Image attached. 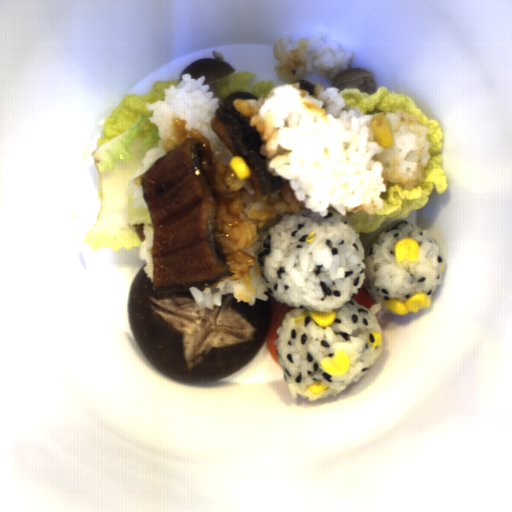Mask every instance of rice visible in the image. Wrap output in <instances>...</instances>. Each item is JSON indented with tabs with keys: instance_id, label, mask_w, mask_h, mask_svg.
<instances>
[{
	"instance_id": "rice-2",
	"label": "rice",
	"mask_w": 512,
	"mask_h": 512,
	"mask_svg": "<svg viewBox=\"0 0 512 512\" xmlns=\"http://www.w3.org/2000/svg\"><path fill=\"white\" fill-rule=\"evenodd\" d=\"M314 231L315 238L306 243ZM404 237L418 241L415 263L395 261L394 245ZM258 261L273 299L293 308L276 330L274 345L292 398L308 402L341 394L367 374L384 349L383 338L375 349L366 340L370 331L383 333L377 316L353 300L361 289L382 311L396 315L382 297L403 302L423 292L431 299L443 284L446 265L437 239L407 220L381 228L366 251L347 216L331 210L321 217L309 208L286 214L265 232ZM311 310L336 312L337 319L325 328L310 317L295 324V317ZM339 348L351 366L334 377L320 361ZM319 379L329 387L314 395L306 387Z\"/></svg>"
},
{
	"instance_id": "rice-1",
	"label": "rice",
	"mask_w": 512,
	"mask_h": 512,
	"mask_svg": "<svg viewBox=\"0 0 512 512\" xmlns=\"http://www.w3.org/2000/svg\"><path fill=\"white\" fill-rule=\"evenodd\" d=\"M282 84L257 99L236 98L261 140L267 170L284 186L257 197L248 179L239 180L228 163L232 153L210 126L219 105L206 77L183 74L164 89L163 100L147 103L158 144L146 151L130 175L131 205L148 209L142 178L162 155L188 138L200 142V170L217 204L214 240L226 274L206 288H189L197 307H222L223 295L254 306L270 291L259 262L266 232L287 214L310 209L322 218L331 211L373 215L384 208V193L395 184L412 190L423 183L431 142L426 127L404 111L385 116L393 145H378L374 115L348 105L339 89L314 84V95L297 82L304 75L335 79L349 70L354 54L325 32L308 39L283 35L271 50Z\"/></svg>"
},
{
	"instance_id": "rice-3",
	"label": "rice",
	"mask_w": 512,
	"mask_h": 512,
	"mask_svg": "<svg viewBox=\"0 0 512 512\" xmlns=\"http://www.w3.org/2000/svg\"><path fill=\"white\" fill-rule=\"evenodd\" d=\"M153 234L154 230H148L147 232H145V238L140 244V249L138 253V257L140 258V260L145 262L143 265V271L147 274L152 283H154L151 257Z\"/></svg>"
}]
</instances>
